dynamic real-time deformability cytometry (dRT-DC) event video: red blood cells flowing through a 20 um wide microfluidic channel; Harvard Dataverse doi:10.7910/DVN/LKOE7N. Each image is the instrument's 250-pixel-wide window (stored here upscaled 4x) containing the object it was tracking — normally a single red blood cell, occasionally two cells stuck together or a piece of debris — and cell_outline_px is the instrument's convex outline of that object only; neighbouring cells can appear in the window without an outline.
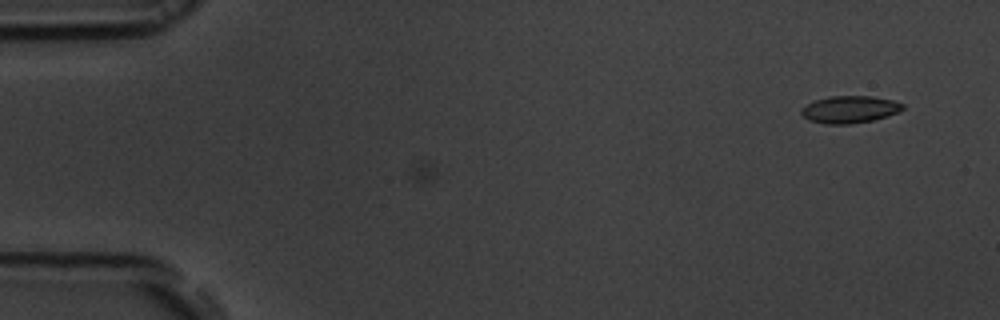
{"species": "common noctule bat (a hibernating species)", "species_latin": "Nyctalus noctula", "temperature_condition": "room temperature", "stored_images_in_passage": 8, "camera_frame_rate_fps": 3000, "um_per_image_px": 0.085, "animal": {"sex": "male", "body_mass_g": 19.5, "forearm_length_mm": 54.6}, "frame": {"image": 1, "passage_image": 8, "time_ms": 2.333, "image_size_px": [1000, 320], "cell_outline_px": [[904, 108], [900, 112], [888, 116], [872, 120], [848, 124], [824, 124], [808, 120], [800, 112], [800, 108], [816, 100], [832, 96], [872, 96], [892, 100], [904, 104]], "centroid_in_image_um": [72.24, 9.3], "position_along_channel_um": 12.8, "area_um2": 16.07}}